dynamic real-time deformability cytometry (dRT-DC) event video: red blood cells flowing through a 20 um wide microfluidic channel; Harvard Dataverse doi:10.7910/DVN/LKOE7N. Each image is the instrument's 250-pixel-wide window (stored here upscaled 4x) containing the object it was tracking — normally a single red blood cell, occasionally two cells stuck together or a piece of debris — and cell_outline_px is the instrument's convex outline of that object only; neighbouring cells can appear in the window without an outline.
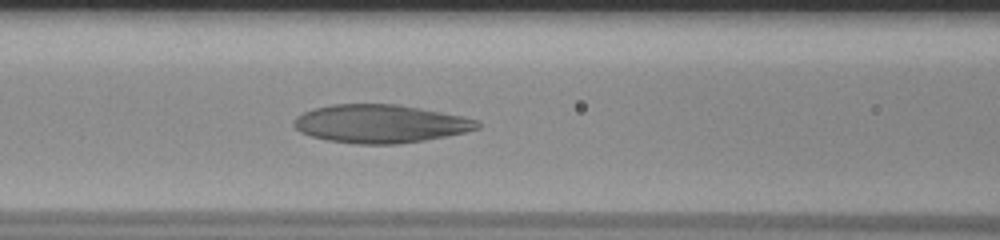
{"species": "human", "species_latin": "Homo sapiens", "temperature_condition": "room temperature", "stored_images_in_passage": 52, "camera_frame_rate_fps": 3000, "um_per_image_px": 0.085, "donor": {"sex": "male"}, "frame": {"image": 1, "passage_image": 21, "time_ms": 6.667, "image_size_px": [1000, 240], "cell_outline_px": [[480, 128], [448, 136], [424, 140], [396, 144], [360, 144], [328, 140], [312, 136], [300, 132], [292, 124], [296, 116], [312, 108], [332, 104], [396, 104], [420, 108], [464, 116], [476, 120], [480, 124]], "centroid_in_image_um": [32.32, 10.51], "position_along_channel_um": 134.3, "area_um2": 40.86}}
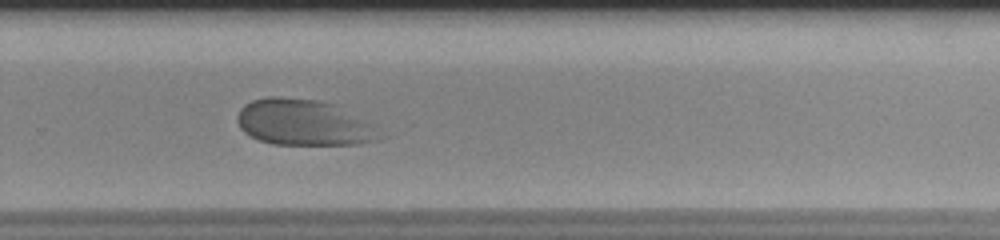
{"frame": {"image": 2, "passage_image": 35, "time_ms": 11.333, "image_size_px": [1000, 240], "cell_outline_px": [[388, 136], [380, 140], [356, 144], [272, 144], [260, 140], [244, 132], [240, 128], [236, 120], [236, 116], [240, 108], [244, 104], [252, 100], [268, 96], [280, 96], [320, 100], [340, 104], [376, 124]], "centroid_in_image_um": [25.94, 10.39], "position_along_channel_um": 303.9, "area_um2": 39.54}}
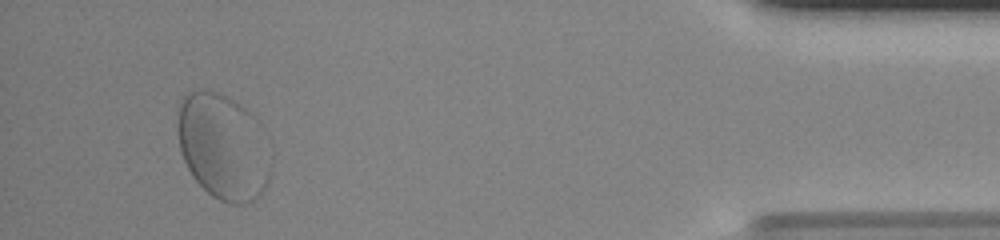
{"frame": {"image": 3, "passage_image": 49, "time_ms": 16.0, "image_size_px": [1000, 240], "cell_outline_px": [[272, 172], [268, 184], [256, 200], [244, 204], [232, 204], [220, 200], [212, 196], [192, 176], [180, 152], [176, 128], [176, 124], [180, 96], [184, 92], [196, 88], [220, 92], [236, 100], [252, 112], [264, 124], [272, 148]], "centroid_in_image_um": [19.03, 12.4], "position_along_channel_um": 416.2, "area_um2": 60.34}, "authors_computed_cell_mechanics": {"area_um2": 44.0725, "velocity_mm_per_s": 3.6417, "shape_relaxation_time_tau1_ms": 7.6604, "shape_relaxation_time_tau2_ms": null, "deformation_change_tau1": 0.2527, "deformation_change_tau2": null}}